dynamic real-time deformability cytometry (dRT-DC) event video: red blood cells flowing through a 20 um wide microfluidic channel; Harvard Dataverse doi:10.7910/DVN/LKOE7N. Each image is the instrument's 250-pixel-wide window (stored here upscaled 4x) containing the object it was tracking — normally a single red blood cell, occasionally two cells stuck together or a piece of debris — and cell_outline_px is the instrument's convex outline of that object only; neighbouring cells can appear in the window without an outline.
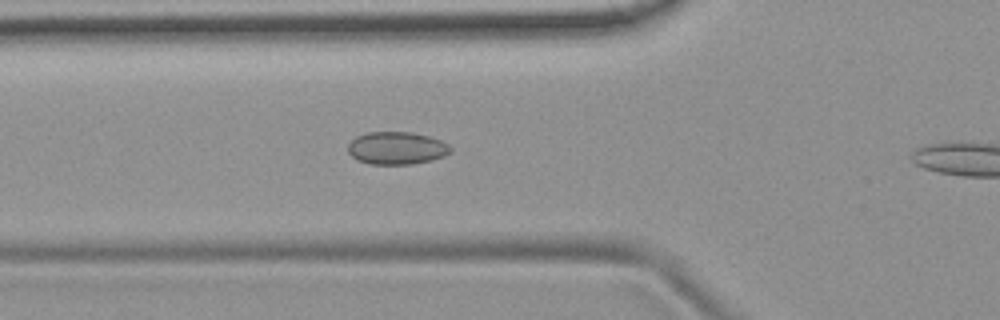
{"species": "common noctule bat (a hibernating species)", "species_latin": "Nyctalus noctula", "temperature_condition": "room temperature", "stored_images_in_passage": 9, "camera_frame_rate_fps": 3000, "um_per_image_px": 0.085, "animal": {"sex": "female", "body_mass_g": 19.9}, "frame": {"image": 1, "passage_image": 8, "time_ms": 2.333, "image_size_px": [1000, 320], "cell_outline_px": [[452, 152], [444, 156], [432, 160], [412, 164], [368, 164], [356, 160], [348, 152], [348, 144], [356, 136], [364, 132], [412, 132], [428, 136], [440, 140], [448, 144], [452, 148]], "centroid_in_image_um": [33.71, 12.59], "position_along_channel_um": 92.1, "area_um2": 19.71}}